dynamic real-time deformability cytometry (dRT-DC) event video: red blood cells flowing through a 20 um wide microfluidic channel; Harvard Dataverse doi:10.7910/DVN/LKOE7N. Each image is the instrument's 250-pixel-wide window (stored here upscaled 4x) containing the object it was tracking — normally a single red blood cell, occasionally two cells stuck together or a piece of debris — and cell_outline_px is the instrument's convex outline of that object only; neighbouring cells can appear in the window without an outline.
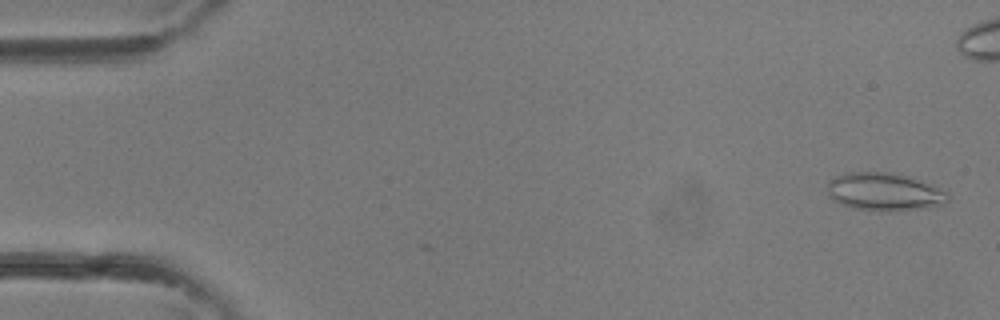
{"species": "common noctule bat (a hibernating species)", "species_latin": "Nyctalus noctula", "temperature_condition": "room temperature", "stored_images_in_passage": 4, "camera_frame_rate_fps": 3000, "um_per_image_px": 0.085, "animal": {"sex": "female"}, "frame": {"image": 1, "passage_image": 2, "time_ms": 0.333, "image_size_px": [1000, 320], "cell_outline_px": [[948, 200], [944, 204], [920, 208], [888, 212], [880, 212], [852, 208], [840, 204], [832, 200], [828, 196], [828, 180], [832, 176], [844, 172], [888, 172], [904, 176], [932, 184], [948, 192]], "centroid_in_image_um": [75.1, 16.31], "position_along_channel_um": 9.9, "area_um2": 26.93}}